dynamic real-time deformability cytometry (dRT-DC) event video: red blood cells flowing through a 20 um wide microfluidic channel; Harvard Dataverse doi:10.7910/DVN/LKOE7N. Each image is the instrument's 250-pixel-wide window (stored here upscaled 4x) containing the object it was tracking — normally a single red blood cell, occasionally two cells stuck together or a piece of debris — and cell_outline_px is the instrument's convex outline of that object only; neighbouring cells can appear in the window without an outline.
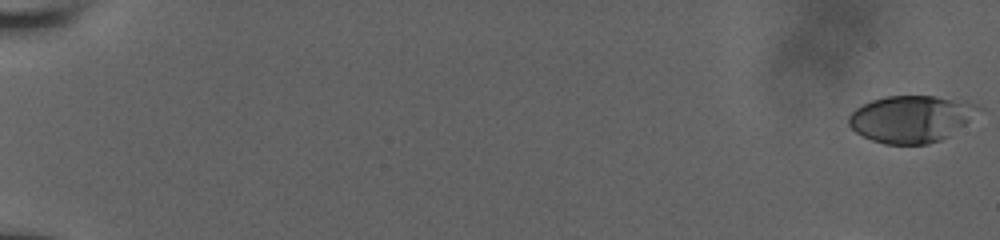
{"species": "human", "species_latin": "Homo sapiens", "temperature_condition": "room temperature", "stored_images_in_passage": 38, "camera_frame_rate_fps": 3000, "um_per_image_px": 0.085, "donor": {"sex": "male"}, "frame": {"image": 1, "passage_image": 1, "time_ms": 0.0, "image_size_px": [1000, 240], "cell_outline_px": [[984, 108], [964, 124], [948, 136], [940, 140], [928, 144], [884, 144], [872, 140], [856, 132], [848, 124], [848, 116], [856, 108], [872, 100], [888, 96], [936, 96], [968, 100]], "centroid_in_image_um": [77.47, 10.09], "position_along_channel_um": 7.5, "area_um2": 35.49}}
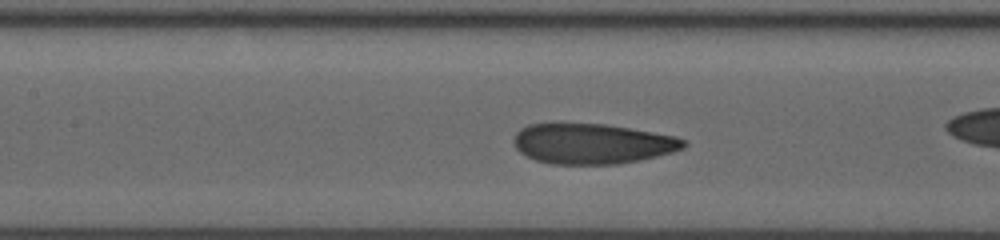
{"frame": {"image": 2, "passage_image": 32, "time_ms": 8.333, "image_size_px": [1000, 240], "cell_outline_px": [[688, 144], [684, 148], [672, 152], [640, 160], [616, 164], [552, 164], [536, 160], [520, 152], [516, 148], [512, 140], [516, 132], [520, 128], [528, 124], [552, 120], [604, 124], [676, 136], [684, 140]], "centroid_in_image_um": [50.26, 12.17], "position_along_channel_um": 157.1, "area_um2": 40.81}}
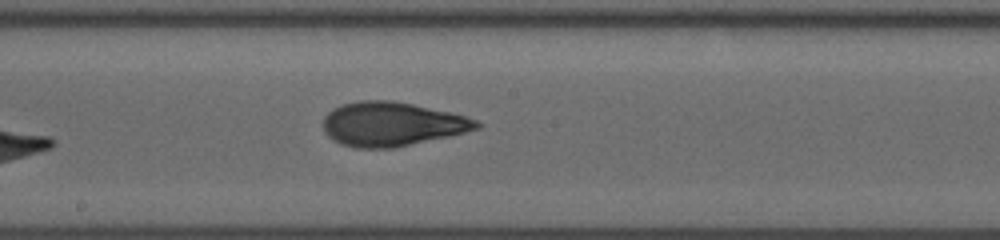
{"frame": {"image": 3, "passage_image": 38, "time_ms": 10.667, "image_size_px": [1000, 240], "cell_outline_px": [[484, 124], [480, 128], [448, 136], [392, 148], [356, 148], [340, 144], [332, 140], [324, 132], [324, 116], [328, 112], [344, 104], [360, 100], [392, 100], [412, 104], [448, 112], [464, 116], [476, 120]], "centroid_in_image_um": [33.28, 10.55], "position_along_channel_um": 214.9, "area_um2": 39.07}}